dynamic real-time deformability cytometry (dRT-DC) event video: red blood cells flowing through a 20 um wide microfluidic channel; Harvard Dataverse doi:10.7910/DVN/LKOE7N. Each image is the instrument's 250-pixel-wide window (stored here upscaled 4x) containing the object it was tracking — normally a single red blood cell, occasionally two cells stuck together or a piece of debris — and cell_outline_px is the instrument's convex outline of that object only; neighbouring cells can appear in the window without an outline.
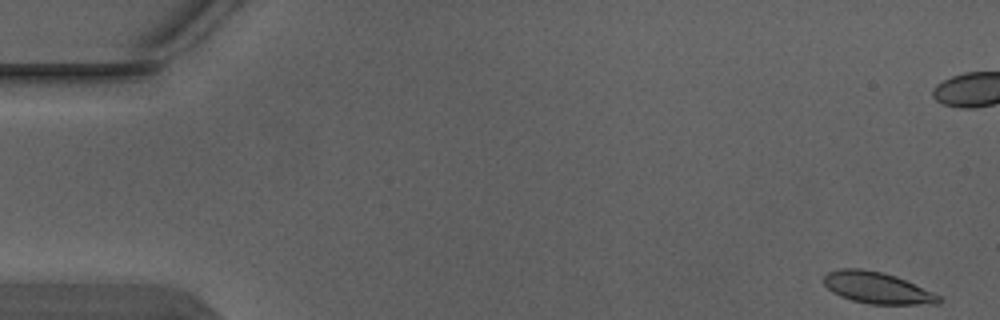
{"species": "Egyptian fruit bat (a non-hibernating species)", "species_latin": "Rousettus aegyptiacus", "temperature_condition": "warm", "stored_images_in_passage": 4, "camera_frame_rate_fps": 3000, "um_per_image_px": 0.085, "animal": {"sex": "male"}, "frame": {"image": 1, "passage_image": 1, "time_ms": 0.0, "image_size_px": [1000, 320], "cell_outline_px": [[944, 300], [940, 304], [868, 304], [852, 300], [840, 296], [832, 292], [824, 284], [824, 276], [828, 272], [840, 268], [860, 268], [880, 272], [896, 276], [932, 292], [940, 296]], "centroid_in_image_um": [74.56, 24.47], "position_along_channel_um": 10.4, "area_um2": 21.04}}